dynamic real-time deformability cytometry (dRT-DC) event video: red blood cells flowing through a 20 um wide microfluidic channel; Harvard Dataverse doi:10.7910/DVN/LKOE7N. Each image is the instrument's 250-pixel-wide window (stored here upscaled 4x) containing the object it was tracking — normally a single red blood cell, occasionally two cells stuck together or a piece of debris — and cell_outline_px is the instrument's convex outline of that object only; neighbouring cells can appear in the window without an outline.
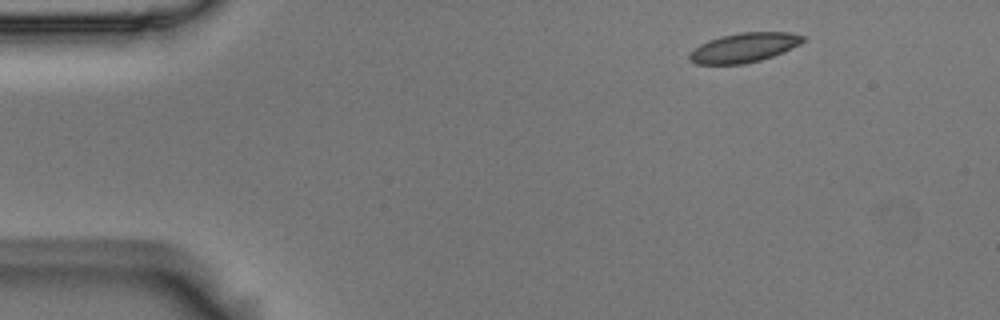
{"species": "Egyptian fruit bat (a non-hibernating species)", "species_latin": "Rousettus aegyptiacus", "temperature_condition": "room temperature", "stored_images_in_passage": 6, "camera_frame_rate_fps": 3000, "um_per_image_px": 0.085, "animal": {"sex": "male"}, "frame": {"image": 1, "passage_image": 1, "time_ms": 0.0, "image_size_px": [1000, 320], "cell_outline_px": [[804, 40], [800, 44], [792, 48], [772, 56], [760, 60], [744, 64], [696, 64], [688, 60], [688, 56], [700, 44], [708, 40], [720, 36], [740, 32], [788, 32], [804, 36]], "centroid_in_image_um": [63.23, 4.04], "position_along_channel_um": 21.8, "area_um2": 19.36}}
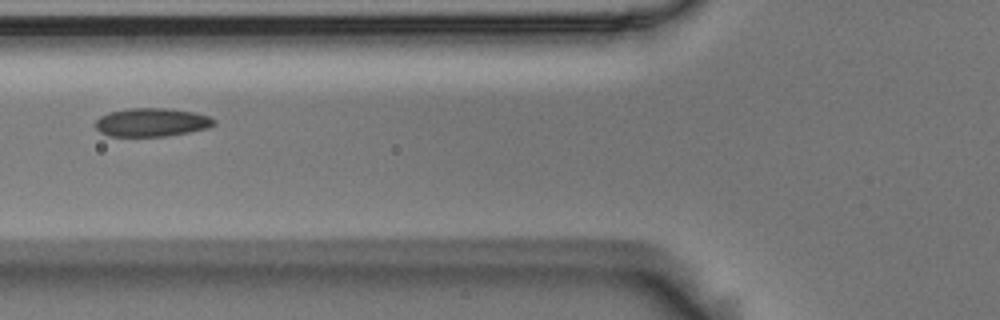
{"frame": {"image": 2, "passage_image": 5, "time_ms": 1.333, "image_size_px": [1000, 320], "cell_outline_px": [[216, 124], [208, 128], [188, 132], [164, 136], [108, 136], [100, 132], [96, 128], [96, 120], [100, 116], [108, 112], [128, 108], [164, 108], [192, 112], [208, 116], [216, 120]], "centroid_in_image_um": [12.87, 10.39], "position_along_channel_um": 112.9, "area_um2": 19.59}}
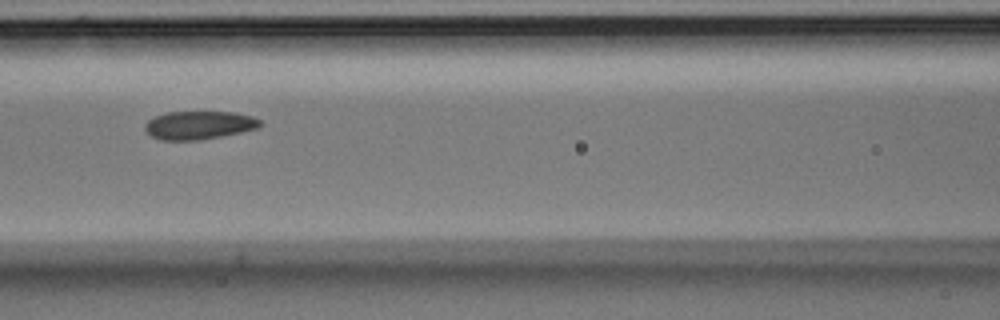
{"frame": {"image": 3, "passage_image": 6, "time_ms": 1.667, "image_size_px": [1000, 320], "cell_outline_px": [[264, 124], [260, 128], [200, 140], [160, 140], [152, 136], [144, 128], [144, 124], [148, 120], [156, 116], [168, 112], [236, 112], [252, 116], [260, 120]], "centroid_in_image_um": [16.95, 10.63], "position_along_channel_um": 149.7, "area_um2": 19.02}}